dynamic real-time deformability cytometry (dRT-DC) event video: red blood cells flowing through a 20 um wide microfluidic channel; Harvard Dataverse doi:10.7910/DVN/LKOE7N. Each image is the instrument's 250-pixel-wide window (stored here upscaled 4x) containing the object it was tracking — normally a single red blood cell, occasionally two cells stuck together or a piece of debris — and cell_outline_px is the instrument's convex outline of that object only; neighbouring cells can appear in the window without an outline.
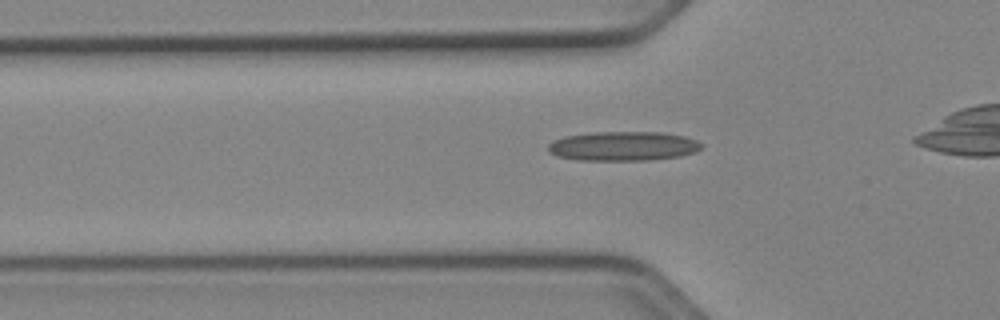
{"species": "Egyptian fruit bat (a non-hibernating species)", "species_latin": "Rousettus aegyptiacus", "temperature_condition": "cold", "stored_images_in_passage": 33, "camera_frame_rate_fps": 3000, "um_per_image_px": 0.085, "animal": {"sex": "female"}, "frame": {"image": 1, "passage_image": 8, "time_ms": 2.333, "image_size_px": [1000, 320], "cell_outline_px": [[704, 144], [696, 152], [680, 156], [648, 160], [580, 160], [556, 156], [548, 152], [548, 144], [552, 140], [564, 136], [592, 132], [664, 132], [684, 136], [696, 140]], "centroid_in_image_um": [52.95, 12.41], "position_along_channel_um": 72.8, "area_um2": 26.41}}
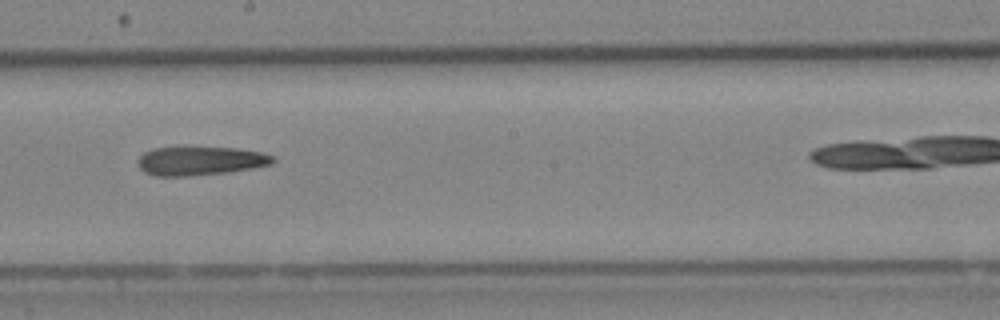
{"frame": {"image": 2, "passage_image": 20, "time_ms": 6.333, "image_size_px": [1000, 320], "cell_outline_px": [[276, 160], [272, 164], [252, 168], [228, 172], [188, 176], [156, 176], [144, 172], [140, 168], [136, 160], [144, 152], [152, 148], [236, 148], [260, 152], [276, 156]], "centroid_in_image_um": [17.03, 13.68], "position_along_channel_um": 231.2, "area_um2": 22.54}}
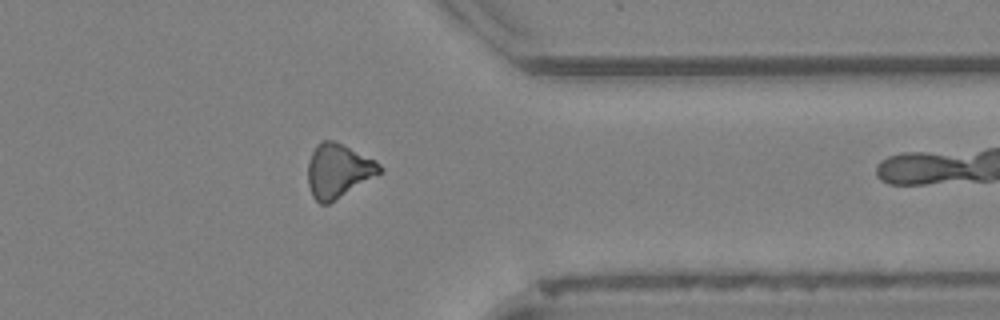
{"frame": {"image": 3, "passage_image": 32, "time_ms": 10.333, "image_size_px": [1000, 320], "cell_outline_px": [[384, 172], [328, 204], [320, 204], [312, 196], [308, 184], [308, 160], [316, 144], [320, 140], [332, 140], [376, 160], [384, 168]], "centroid_in_image_um": [28.76, 14.52], "position_along_channel_um": 382.6, "area_um2": 22.72}}